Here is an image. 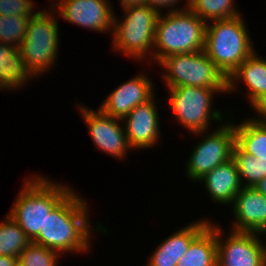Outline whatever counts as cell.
Returning a JSON list of instances; mask_svg holds the SVG:
<instances>
[{
	"mask_svg": "<svg viewBox=\"0 0 266 266\" xmlns=\"http://www.w3.org/2000/svg\"><path fill=\"white\" fill-rule=\"evenodd\" d=\"M34 6L32 0H0V15L32 17L38 12Z\"/></svg>",
	"mask_w": 266,
	"mask_h": 266,
	"instance_id": "obj_27",
	"label": "cell"
},
{
	"mask_svg": "<svg viewBox=\"0 0 266 266\" xmlns=\"http://www.w3.org/2000/svg\"><path fill=\"white\" fill-rule=\"evenodd\" d=\"M14 266H25V265L21 263L19 260H17Z\"/></svg>",
	"mask_w": 266,
	"mask_h": 266,
	"instance_id": "obj_34",
	"label": "cell"
},
{
	"mask_svg": "<svg viewBox=\"0 0 266 266\" xmlns=\"http://www.w3.org/2000/svg\"><path fill=\"white\" fill-rule=\"evenodd\" d=\"M227 121L221 125L217 124L219 127L213 129L214 131L193 133L203 139L196 144L185 163L184 171L190 181L198 182L215 167L232 159L235 145L234 122L230 118Z\"/></svg>",
	"mask_w": 266,
	"mask_h": 266,
	"instance_id": "obj_9",
	"label": "cell"
},
{
	"mask_svg": "<svg viewBox=\"0 0 266 266\" xmlns=\"http://www.w3.org/2000/svg\"><path fill=\"white\" fill-rule=\"evenodd\" d=\"M49 9L38 10L28 20L26 34L18 47L28 71L37 79L50 72L58 60L59 16L52 7Z\"/></svg>",
	"mask_w": 266,
	"mask_h": 266,
	"instance_id": "obj_6",
	"label": "cell"
},
{
	"mask_svg": "<svg viewBox=\"0 0 266 266\" xmlns=\"http://www.w3.org/2000/svg\"><path fill=\"white\" fill-rule=\"evenodd\" d=\"M219 225L216 223L217 266H266L260 233L230 230L225 235Z\"/></svg>",
	"mask_w": 266,
	"mask_h": 266,
	"instance_id": "obj_10",
	"label": "cell"
},
{
	"mask_svg": "<svg viewBox=\"0 0 266 266\" xmlns=\"http://www.w3.org/2000/svg\"><path fill=\"white\" fill-rule=\"evenodd\" d=\"M31 16L0 15V42L19 47L24 39Z\"/></svg>",
	"mask_w": 266,
	"mask_h": 266,
	"instance_id": "obj_25",
	"label": "cell"
},
{
	"mask_svg": "<svg viewBox=\"0 0 266 266\" xmlns=\"http://www.w3.org/2000/svg\"><path fill=\"white\" fill-rule=\"evenodd\" d=\"M252 109L254 110L256 116L252 118L251 120L258 122V123H266V93L261 95L258 99H256L251 104Z\"/></svg>",
	"mask_w": 266,
	"mask_h": 266,
	"instance_id": "obj_29",
	"label": "cell"
},
{
	"mask_svg": "<svg viewBox=\"0 0 266 266\" xmlns=\"http://www.w3.org/2000/svg\"><path fill=\"white\" fill-rule=\"evenodd\" d=\"M17 260L15 257L0 255V266H14Z\"/></svg>",
	"mask_w": 266,
	"mask_h": 266,
	"instance_id": "obj_31",
	"label": "cell"
},
{
	"mask_svg": "<svg viewBox=\"0 0 266 266\" xmlns=\"http://www.w3.org/2000/svg\"><path fill=\"white\" fill-rule=\"evenodd\" d=\"M34 77L28 71L18 47L0 42V90H16L31 82ZM27 82V83H26Z\"/></svg>",
	"mask_w": 266,
	"mask_h": 266,
	"instance_id": "obj_19",
	"label": "cell"
},
{
	"mask_svg": "<svg viewBox=\"0 0 266 266\" xmlns=\"http://www.w3.org/2000/svg\"><path fill=\"white\" fill-rule=\"evenodd\" d=\"M242 186L254 187L261 179L266 177V161L244 152L236 143L232 151Z\"/></svg>",
	"mask_w": 266,
	"mask_h": 266,
	"instance_id": "obj_22",
	"label": "cell"
},
{
	"mask_svg": "<svg viewBox=\"0 0 266 266\" xmlns=\"http://www.w3.org/2000/svg\"><path fill=\"white\" fill-rule=\"evenodd\" d=\"M257 52L256 49L227 79L229 93L238 92L236 89L242 83L246 85V100L250 105L266 93V59Z\"/></svg>",
	"mask_w": 266,
	"mask_h": 266,
	"instance_id": "obj_17",
	"label": "cell"
},
{
	"mask_svg": "<svg viewBox=\"0 0 266 266\" xmlns=\"http://www.w3.org/2000/svg\"><path fill=\"white\" fill-rule=\"evenodd\" d=\"M154 95L147 102L136 106L122 119L127 141L132 150L155 147L161 139V124Z\"/></svg>",
	"mask_w": 266,
	"mask_h": 266,
	"instance_id": "obj_13",
	"label": "cell"
},
{
	"mask_svg": "<svg viewBox=\"0 0 266 266\" xmlns=\"http://www.w3.org/2000/svg\"><path fill=\"white\" fill-rule=\"evenodd\" d=\"M253 188L266 197V177L261 179Z\"/></svg>",
	"mask_w": 266,
	"mask_h": 266,
	"instance_id": "obj_32",
	"label": "cell"
},
{
	"mask_svg": "<svg viewBox=\"0 0 266 266\" xmlns=\"http://www.w3.org/2000/svg\"><path fill=\"white\" fill-rule=\"evenodd\" d=\"M169 91L168 106L172 110V115L181 127L190 134L207 131L212 126V121L215 123H224L222 114L223 110H218L213 107L214 97L220 93H226L227 89H209L204 87L194 86H178L167 88ZM211 124V125H210Z\"/></svg>",
	"mask_w": 266,
	"mask_h": 266,
	"instance_id": "obj_7",
	"label": "cell"
},
{
	"mask_svg": "<svg viewBox=\"0 0 266 266\" xmlns=\"http://www.w3.org/2000/svg\"><path fill=\"white\" fill-rule=\"evenodd\" d=\"M210 224L191 242L177 266H217L216 221Z\"/></svg>",
	"mask_w": 266,
	"mask_h": 266,
	"instance_id": "obj_20",
	"label": "cell"
},
{
	"mask_svg": "<svg viewBox=\"0 0 266 266\" xmlns=\"http://www.w3.org/2000/svg\"><path fill=\"white\" fill-rule=\"evenodd\" d=\"M87 202L73 189L46 216L43 231L32 242L54 250L61 256L67 252L84 254L92 251V233L100 231L101 234H107L108 230L102 223L97 226L91 224L90 204Z\"/></svg>",
	"mask_w": 266,
	"mask_h": 266,
	"instance_id": "obj_1",
	"label": "cell"
},
{
	"mask_svg": "<svg viewBox=\"0 0 266 266\" xmlns=\"http://www.w3.org/2000/svg\"><path fill=\"white\" fill-rule=\"evenodd\" d=\"M123 13L124 17L118 19L115 12L112 51L154 64L156 23L160 14L148 5L129 7Z\"/></svg>",
	"mask_w": 266,
	"mask_h": 266,
	"instance_id": "obj_4",
	"label": "cell"
},
{
	"mask_svg": "<svg viewBox=\"0 0 266 266\" xmlns=\"http://www.w3.org/2000/svg\"><path fill=\"white\" fill-rule=\"evenodd\" d=\"M209 218L203 217L179 227L157 245L150 254L146 266H177L178 261L188 250L191 242L210 224Z\"/></svg>",
	"mask_w": 266,
	"mask_h": 266,
	"instance_id": "obj_16",
	"label": "cell"
},
{
	"mask_svg": "<svg viewBox=\"0 0 266 266\" xmlns=\"http://www.w3.org/2000/svg\"><path fill=\"white\" fill-rule=\"evenodd\" d=\"M244 120L234 122L235 143L244 152L266 161V124L255 122L248 117Z\"/></svg>",
	"mask_w": 266,
	"mask_h": 266,
	"instance_id": "obj_21",
	"label": "cell"
},
{
	"mask_svg": "<svg viewBox=\"0 0 266 266\" xmlns=\"http://www.w3.org/2000/svg\"><path fill=\"white\" fill-rule=\"evenodd\" d=\"M60 254L43 245L30 242L20 253L18 260L25 266H58Z\"/></svg>",
	"mask_w": 266,
	"mask_h": 266,
	"instance_id": "obj_26",
	"label": "cell"
},
{
	"mask_svg": "<svg viewBox=\"0 0 266 266\" xmlns=\"http://www.w3.org/2000/svg\"><path fill=\"white\" fill-rule=\"evenodd\" d=\"M206 25L189 8L160 14L156 23L154 65L169 55L204 50Z\"/></svg>",
	"mask_w": 266,
	"mask_h": 266,
	"instance_id": "obj_5",
	"label": "cell"
},
{
	"mask_svg": "<svg viewBox=\"0 0 266 266\" xmlns=\"http://www.w3.org/2000/svg\"><path fill=\"white\" fill-rule=\"evenodd\" d=\"M182 0H145V5L150 6L153 8L155 11H157L159 14H162L163 9H167V13L173 12V11H181V10H186L189 7V0L185 2L184 7L180 6ZM178 6V7H177Z\"/></svg>",
	"mask_w": 266,
	"mask_h": 266,
	"instance_id": "obj_28",
	"label": "cell"
},
{
	"mask_svg": "<svg viewBox=\"0 0 266 266\" xmlns=\"http://www.w3.org/2000/svg\"><path fill=\"white\" fill-rule=\"evenodd\" d=\"M159 65L162 82L167 88L194 86L209 89H227V78L208 58L204 50L181 53L162 58Z\"/></svg>",
	"mask_w": 266,
	"mask_h": 266,
	"instance_id": "obj_8",
	"label": "cell"
},
{
	"mask_svg": "<svg viewBox=\"0 0 266 266\" xmlns=\"http://www.w3.org/2000/svg\"><path fill=\"white\" fill-rule=\"evenodd\" d=\"M110 0H52L50 7L66 22L112 36L115 10Z\"/></svg>",
	"mask_w": 266,
	"mask_h": 266,
	"instance_id": "obj_12",
	"label": "cell"
},
{
	"mask_svg": "<svg viewBox=\"0 0 266 266\" xmlns=\"http://www.w3.org/2000/svg\"><path fill=\"white\" fill-rule=\"evenodd\" d=\"M147 74H136L128 81H123L102 101L99 108L111 117L123 119L136 106L150 100L154 95V79Z\"/></svg>",
	"mask_w": 266,
	"mask_h": 266,
	"instance_id": "obj_14",
	"label": "cell"
},
{
	"mask_svg": "<svg viewBox=\"0 0 266 266\" xmlns=\"http://www.w3.org/2000/svg\"><path fill=\"white\" fill-rule=\"evenodd\" d=\"M81 119L86 123L94 147L101 150L112 158L125 160L127 153L132 150L125 134L122 119L105 114L100 108L94 110L88 105L79 103Z\"/></svg>",
	"mask_w": 266,
	"mask_h": 266,
	"instance_id": "obj_11",
	"label": "cell"
},
{
	"mask_svg": "<svg viewBox=\"0 0 266 266\" xmlns=\"http://www.w3.org/2000/svg\"><path fill=\"white\" fill-rule=\"evenodd\" d=\"M30 242L25 232L8 214L0 221V255L18 259Z\"/></svg>",
	"mask_w": 266,
	"mask_h": 266,
	"instance_id": "obj_23",
	"label": "cell"
},
{
	"mask_svg": "<svg viewBox=\"0 0 266 266\" xmlns=\"http://www.w3.org/2000/svg\"><path fill=\"white\" fill-rule=\"evenodd\" d=\"M188 8L206 23L242 15L235 0H189Z\"/></svg>",
	"mask_w": 266,
	"mask_h": 266,
	"instance_id": "obj_24",
	"label": "cell"
},
{
	"mask_svg": "<svg viewBox=\"0 0 266 266\" xmlns=\"http://www.w3.org/2000/svg\"><path fill=\"white\" fill-rule=\"evenodd\" d=\"M243 18L242 14L206 25L204 52L227 79L255 51Z\"/></svg>",
	"mask_w": 266,
	"mask_h": 266,
	"instance_id": "obj_3",
	"label": "cell"
},
{
	"mask_svg": "<svg viewBox=\"0 0 266 266\" xmlns=\"http://www.w3.org/2000/svg\"><path fill=\"white\" fill-rule=\"evenodd\" d=\"M234 222L229 230L261 233L266 228V197L253 187H242L231 205Z\"/></svg>",
	"mask_w": 266,
	"mask_h": 266,
	"instance_id": "obj_15",
	"label": "cell"
},
{
	"mask_svg": "<svg viewBox=\"0 0 266 266\" xmlns=\"http://www.w3.org/2000/svg\"><path fill=\"white\" fill-rule=\"evenodd\" d=\"M198 182L204 184V188L213 203L228 206L232 205L236 194L243 187L233 159L215 167Z\"/></svg>",
	"mask_w": 266,
	"mask_h": 266,
	"instance_id": "obj_18",
	"label": "cell"
},
{
	"mask_svg": "<svg viewBox=\"0 0 266 266\" xmlns=\"http://www.w3.org/2000/svg\"><path fill=\"white\" fill-rule=\"evenodd\" d=\"M140 5H145V0H119V6L122 10Z\"/></svg>",
	"mask_w": 266,
	"mask_h": 266,
	"instance_id": "obj_30",
	"label": "cell"
},
{
	"mask_svg": "<svg viewBox=\"0 0 266 266\" xmlns=\"http://www.w3.org/2000/svg\"><path fill=\"white\" fill-rule=\"evenodd\" d=\"M7 213L32 242L44 229L46 216L74 189L49 177L33 174L23 180Z\"/></svg>",
	"mask_w": 266,
	"mask_h": 266,
	"instance_id": "obj_2",
	"label": "cell"
},
{
	"mask_svg": "<svg viewBox=\"0 0 266 266\" xmlns=\"http://www.w3.org/2000/svg\"><path fill=\"white\" fill-rule=\"evenodd\" d=\"M266 234V228L260 233V236L263 237L265 236ZM266 238V236H265ZM263 246H264V249H265V256H266V243L263 241Z\"/></svg>",
	"mask_w": 266,
	"mask_h": 266,
	"instance_id": "obj_33",
	"label": "cell"
}]
</instances>
